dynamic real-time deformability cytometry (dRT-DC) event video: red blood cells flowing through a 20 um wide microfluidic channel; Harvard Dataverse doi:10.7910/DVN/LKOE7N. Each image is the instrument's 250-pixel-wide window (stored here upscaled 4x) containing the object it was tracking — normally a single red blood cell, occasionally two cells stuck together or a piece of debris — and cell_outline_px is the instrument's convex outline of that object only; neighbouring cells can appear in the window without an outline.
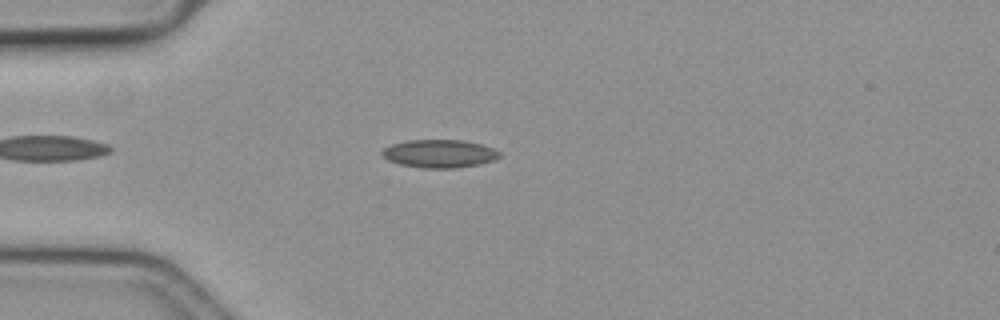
{"species": "common noctule bat (a hibernating species)", "species_latin": "Nyctalus noctula", "temperature_condition": "cold", "stored_images_in_passage": 49, "camera_frame_rate_fps": 3000, "um_per_image_px": 0.085, "animal": {"sex": "female", "body_mass_g": 19.3, "forearm_length_mm": 54.1}, "frame": {"image": 1, "passage_image": 7, "time_ms": 2.0, "image_size_px": [1000, 320], "cell_outline_px": [[500, 156], [492, 160], [480, 164], [456, 168], [424, 168], [400, 164], [388, 160], [380, 152], [384, 148], [392, 144], [408, 140], [464, 140], [480, 144], [492, 148], [500, 152]], "centroid_in_image_um": [37.34, 13.06], "position_along_channel_um": 47.7, "area_um2": 19.07}}
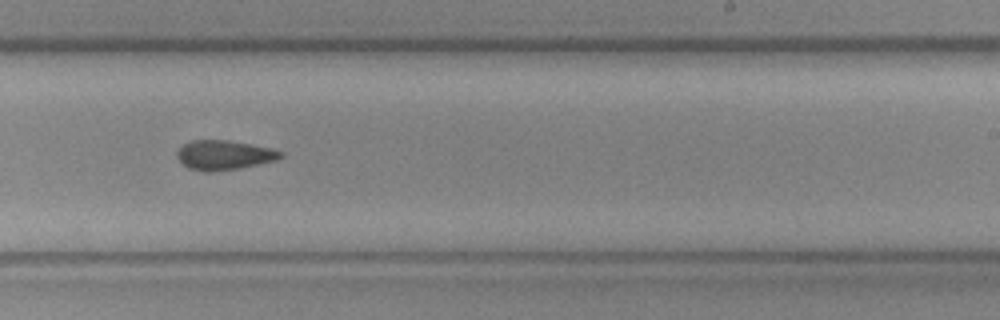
{"frame": {"image": 2, "passage_image": 27, "time_ms": 8.667, "image_size_px": [1000, 320], "cell_outline_px": [[284, 156], [276, 160], [240, 168], [212, 172], [204, 172], [188, 168], [176, 156], [176, 152], [184, 144], [192, 140], [228, 140], [252, 144], [272, 148], [284, 152]], "centroid_in_image_um": [19.07, 13.18], "position_along_channel_um": 269.9, "area_um2": 17.92}}
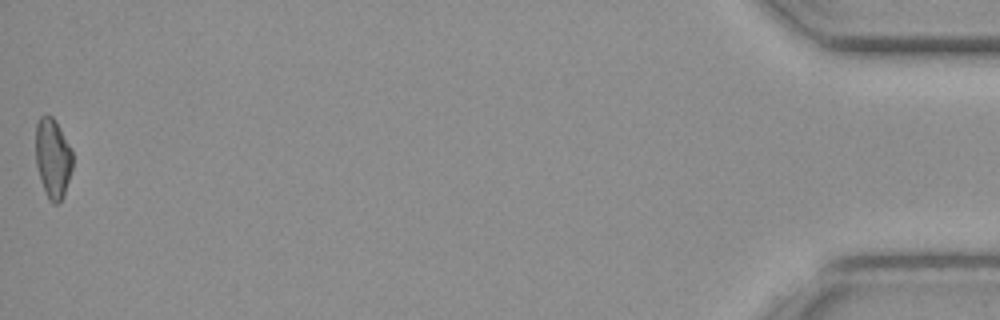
{"frame": {"image": 3, "passage_image": 49, "time_ms": 16.0, "image_size_px": [1000, 320], "cell_outline_px": [[72, 168], [64, 196], [56, 204], [52, 204], [48, 200], [36, 164], [36, 124], [40, 116], [52, 116], [56, 120], [72, 152]], "centroid_in_image_um": [4.49, 13.45], "position_along_channel_um": 430.7, "area_um2": 16.94}, "authors_computed_cell_mechanics": {"area_um2": 17.8024, "velocity_mm_per_s": 3.5954, "shape_relaxation_time_tau1_ms": null, "shape_relaxation_time_tau2_ms": 10.3758, "deformation_change_tau1": null, "deformation_change_tau2": 0.1512}}